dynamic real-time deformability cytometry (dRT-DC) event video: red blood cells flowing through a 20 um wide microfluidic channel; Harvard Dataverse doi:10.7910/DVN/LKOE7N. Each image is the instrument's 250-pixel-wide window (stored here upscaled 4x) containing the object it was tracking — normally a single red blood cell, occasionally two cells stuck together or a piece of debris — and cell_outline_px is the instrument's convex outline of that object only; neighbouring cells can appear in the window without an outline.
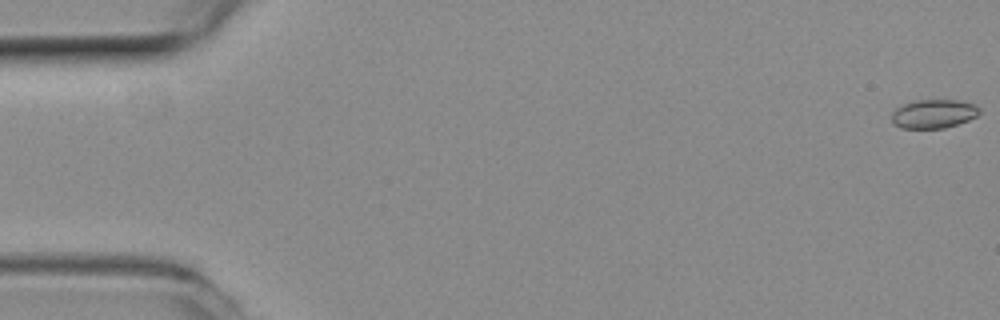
{"species": "common noctule bat (a hibernating species)", "species_latin": "Nyctalus noctula", "temperature_condition": "room temperature", "stored_images_in_passage": 9, "camera_frame_rate_fps": 3000, "um_per_image_px": 0.085, "animal": {"sex": "female", "body_mass_g": 19.3, "forearm_length_mm": 54.1}, "frame": {"image": 1, "passage_image": 1, "time_ms": 0.0, "image_size_px": [1000, 320], "cell_outline_px": [[980, 112], [976, 116], [968, 120], [944, 128], [900, 128], [892, 124], [892, 112], [900, 104], [916, 100], [960, 100], [976, 104], [980, 108]], "centroid_in_image_um": [79.34, 9.66], "position_along_channel_um": 5.7, "area_um2": 14.91}}